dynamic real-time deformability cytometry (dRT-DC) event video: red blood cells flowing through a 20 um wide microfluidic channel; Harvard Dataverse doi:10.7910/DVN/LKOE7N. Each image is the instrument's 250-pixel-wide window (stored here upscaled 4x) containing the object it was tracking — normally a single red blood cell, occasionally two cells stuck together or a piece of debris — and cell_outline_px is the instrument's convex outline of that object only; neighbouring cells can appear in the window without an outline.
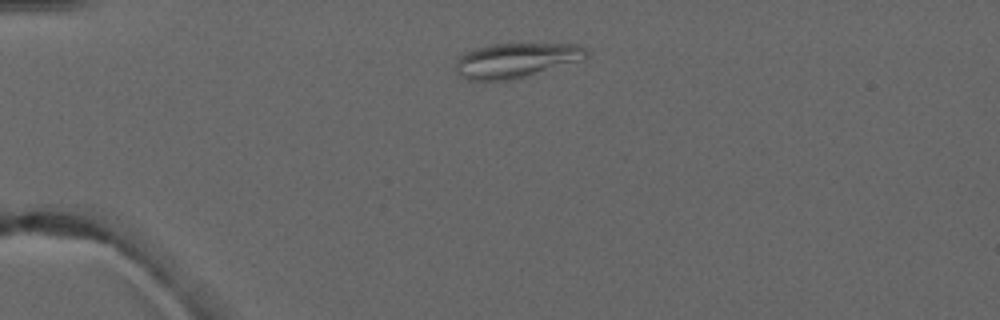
{"species": "common noctule bat (a hibernating species)", "species_latin": "Nyctalus noctula", "temperature_condition": "warm", "stored_images_in_passage": 3, "camera_frame_rate_fps": 3000, "um_per_image_px": 0.085, "animal": {"sex": "male", "forearm_length_mm": 52.5}, "frame": {"image": 1, "passage_image": 1, "time_ms": 0.0, "image_size_px": [1000, 320], "cell_outline_px": [[588, 56], [584, 60], [516, 80], [468, 80], [460, 76], [456, 72], [456, 64], [460, 56], [472, 48], [488, 44], [580, 44], [588, 52]], "centroid_in_image_um": [43.89, 5.13], "position_along_channel_um": 41.1, "area_um2": 26.88}}